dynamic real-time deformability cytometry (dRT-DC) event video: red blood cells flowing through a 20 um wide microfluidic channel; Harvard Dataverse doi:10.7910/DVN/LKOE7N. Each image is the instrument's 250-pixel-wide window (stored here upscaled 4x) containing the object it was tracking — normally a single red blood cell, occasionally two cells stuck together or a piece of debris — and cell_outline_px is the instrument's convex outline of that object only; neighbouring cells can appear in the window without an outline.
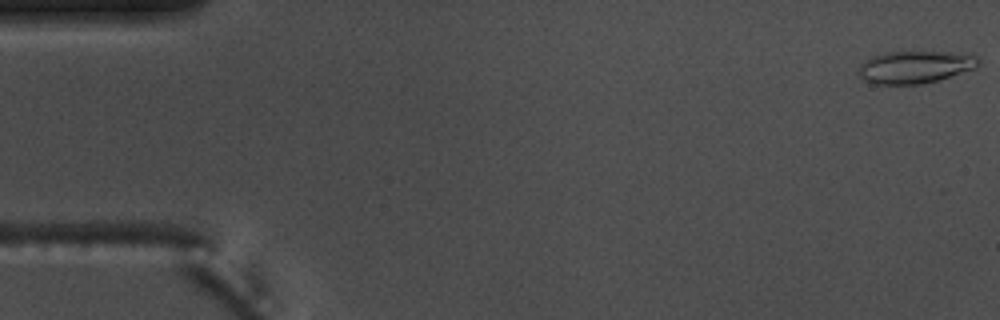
{"species": "common noctule bat (a hibernating species)", "species_latin": "Nyctalus noctula", "temperature_condition": "warm", "stored_images_in_passage": 6, "camera_frame_rate_fps": 3000, "um_per_image_px": 0.085, "animal": {"sex": "male", "body_mass_g": 17.5, "forearm_length_mm": 52.3}, "frame": {"image": 1, "passage_image": 1, "time_ms": 0.0, "image_size_px": [1000, 320], "cell_outline_px": [[980, 64], [976, 68], [936, 80], [920, 84], [872, 84], [864, 80], [860, 76], [860, 64], [872, 56], [884, 52], [972, 52], [980, 60]], "centroid_in_image_um": [77.83, 5.68], "position_along_channel_um": 7.2, "area_um2": 22.72}}
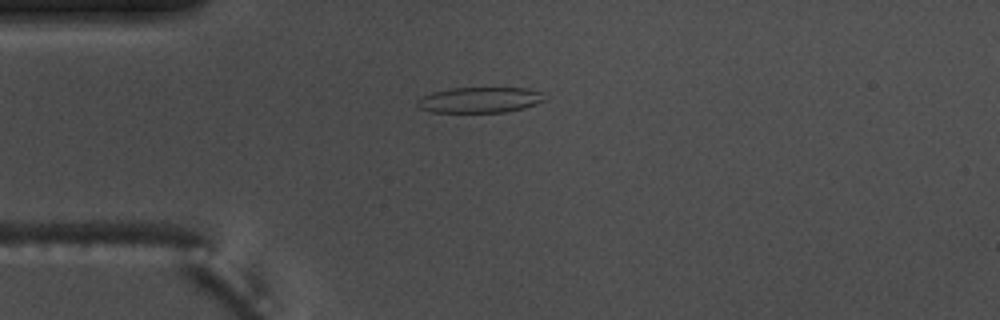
{"frame": {"image": 2, "passage_image": 4, "time_ms": 1.0, "image_size_px": [1000, 320], "cell_outline_px": [[548, 100], [524, 108], [504, 112], [432, 112], [420, 108], [416, 104], [416, 100], [432, 92], [448, 88], [528, 88], [544, 92]], "centroid_in_image_um": [40.84, 8.49], "position_along_channel_um": 44.2, "area_um2": 19.25}}